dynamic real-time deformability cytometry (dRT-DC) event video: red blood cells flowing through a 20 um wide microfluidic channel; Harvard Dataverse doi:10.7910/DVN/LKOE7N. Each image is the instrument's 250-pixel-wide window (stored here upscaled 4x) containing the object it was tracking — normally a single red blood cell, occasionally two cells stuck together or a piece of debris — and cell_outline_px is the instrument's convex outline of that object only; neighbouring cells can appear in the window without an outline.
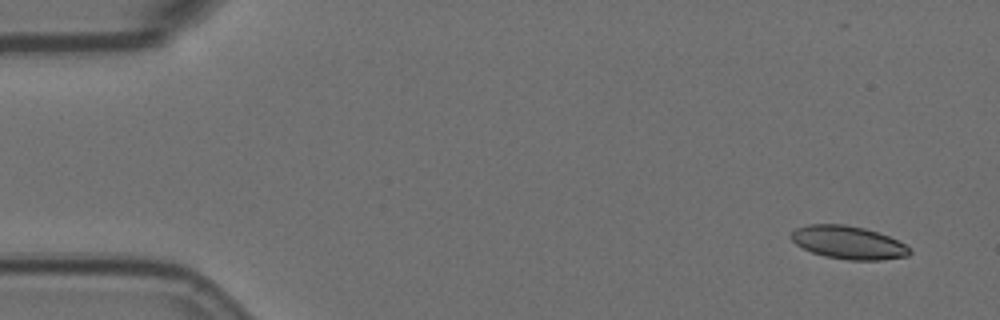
{"species": "Egyptian fruit bat (a non-hibernating species)", "species_latin": "Rousettus aegyptiacus", "temperature_condition": "room temperature", "stored_images_in_passage": 5, "camera_frame_rate_fps": 3000, "um_per_image_px": 0.085, "animal": {"sex": "female"}, "frame": {"image": 1, "passage_image": 1, "time_ms": 0.0, "image_size_px": [1000, 320], "cell_outline_px": [[912, 252], [908, 256], [880, 260], [848, 260], [824, 256], [812, 252], [796, 244], [788, 236], [796, 228], [808, 224], [844, 224], [864, 228], [888, 236], [912, 248]], "centroid_in_image_um": [72.1, 20.61], "position_along_channel_um": 12.9, "area_um2": 22.83}}
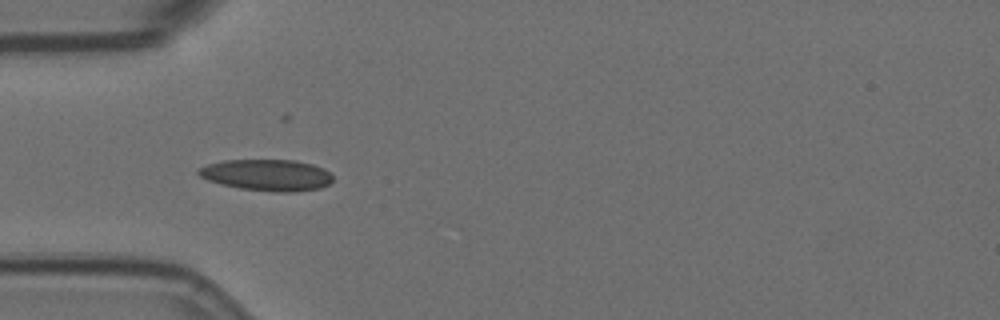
{"frame": {"image": 2, "passage_image": 4, "time_ms": 1.0, "image_size_px": [1000, 320], "cell_outline_px": [[332, 180], [328, 184], [320, 188], [296, 192], [276, 192], [240, 188], [220, 184], [208, 180], [200, 176], [196, 172], [200, 168], [208, 164], [224, 160], [296, 160], [312, 164], [324, 168], [332, 176]], "centroid_in_image_um": [22.7, 14.88], "position_along_channel_um": 62.3, "area_um2": 24.57}}
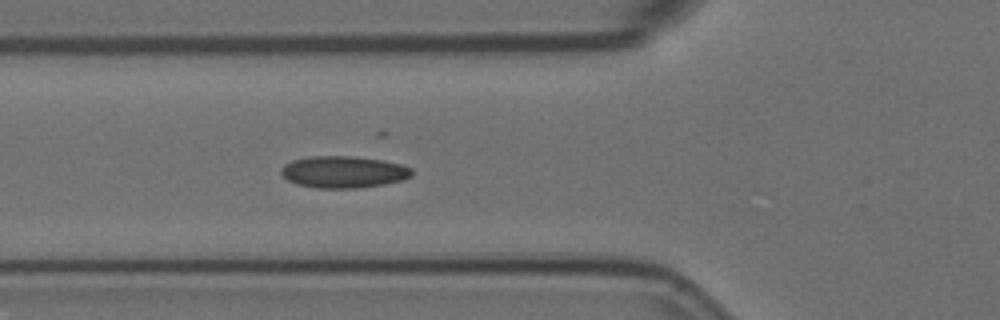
{"frame": {"image": 3, "passage_image": 5, "time_ms": 1.333, "image_size_px": [1000, 320], "cell_outline_px": [[412, 176], [404, 180], [384, 184], [356, 188], [316, 188], [296, 184], [288, 180], [280, 172], [280, 168], [284, 164], [292, 160], [308, 156], [352, 156], [384, 160], [400, 164], [412, 168]], "centroid_in_image_um": [29.19, 14.61], "position_along_channel_um": 96.6, "area_um2": 24.45}}